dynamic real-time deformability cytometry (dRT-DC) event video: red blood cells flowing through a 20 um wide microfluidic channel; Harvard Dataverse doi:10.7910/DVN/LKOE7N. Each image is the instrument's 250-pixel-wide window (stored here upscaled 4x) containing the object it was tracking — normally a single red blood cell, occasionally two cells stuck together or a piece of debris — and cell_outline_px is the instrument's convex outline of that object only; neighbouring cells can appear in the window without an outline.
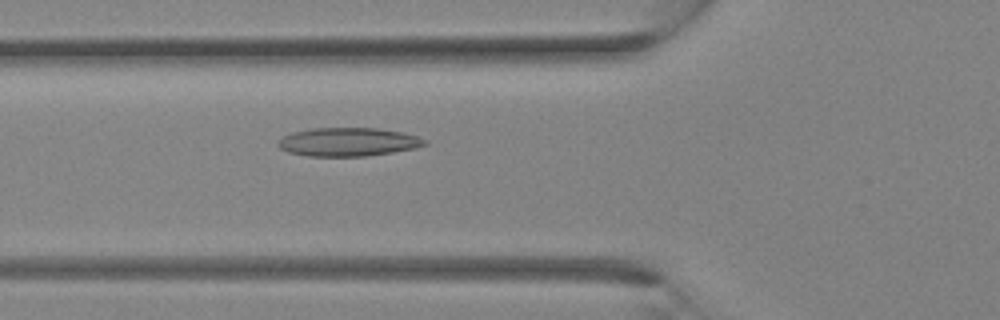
{"species": "Egyptian fruit bat (a non-hibernating species)", "species_latin": "Rousettus aegyptiacus", "temperature_condition": "room temperature", "stored_images_in_passage": 29, "camera_frame_rate_fps": 3000, "um_per_image_px": 0.085, "animal": {"sex": "female"}, "frame": {"image": 1, "passage_image": 7, "time_ms": 2.0, "image_size_px": [1000, 320], "cell_outline_px": [[428, 144], [416, 148], [392, 152], [364, 156], [308, 156], [288, 152], [280, 148], [276, 144], [284, 136], [292, 132], [312, 128], [376, 128], [404, 132], [428, 140]], "centroid_in_image_um": [29.61, 12.06], "position_along_channel_um": 96.2, "area_um2": 24.39}}
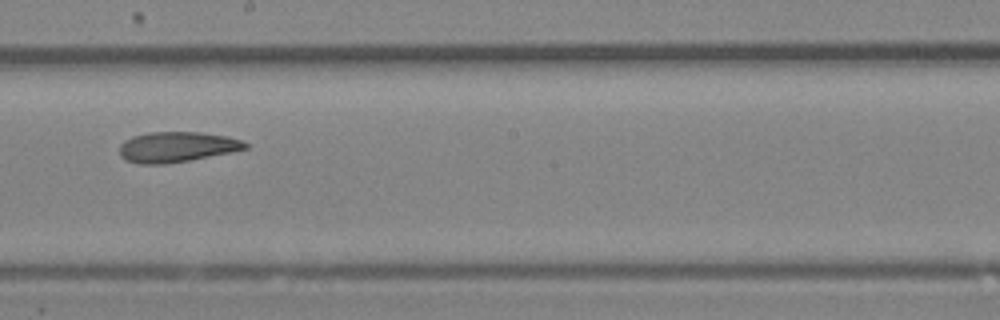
{"frame": {"image": 2, "passage_image": 14, "time_ms": 4.333, "image_size_px": [1000, 320], "cell_outline_px": [[248, 148], [232, 152], [188, 160], [164, 164], [136, 164], [124, 160], [120, 156], [120, 144], [124, 140], [132, 136], [148, 132], [200, 132], [228, 136], [240, 140], [248, 144]], "centroid_in_image_um": [14.99, 12.49], "position_along_channel_um": 233.2, "area_um2": 22.37}}
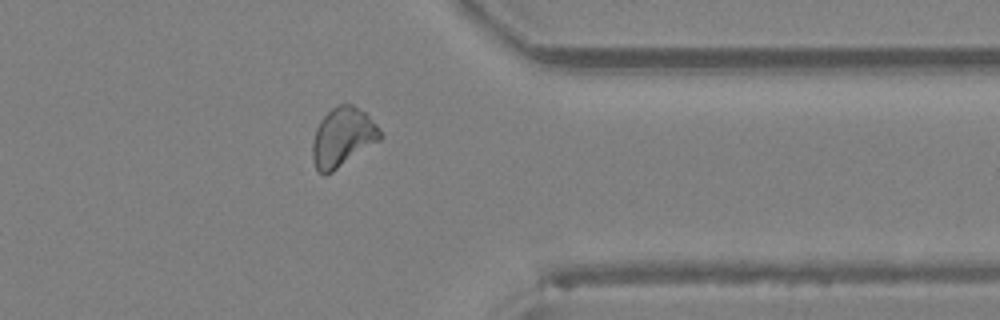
{"frame": {"image": 3, "passage_image": 22, "time_ms": 7.0, "image_size_px": [1000, 320], "cell_outline_px": [[384, 136], [380, 140], [332, 172], [324, 176], [316, 168], [312, 160], [312, 144], [316, 128], [320, 120], [332, 108], [340, 104], [352, 104], [364, 112], [376, 124]], "centroid_in_image_um": [29.12, 11.67], "position_along_channel_um": 382.3, "area_um2": 23.18}}